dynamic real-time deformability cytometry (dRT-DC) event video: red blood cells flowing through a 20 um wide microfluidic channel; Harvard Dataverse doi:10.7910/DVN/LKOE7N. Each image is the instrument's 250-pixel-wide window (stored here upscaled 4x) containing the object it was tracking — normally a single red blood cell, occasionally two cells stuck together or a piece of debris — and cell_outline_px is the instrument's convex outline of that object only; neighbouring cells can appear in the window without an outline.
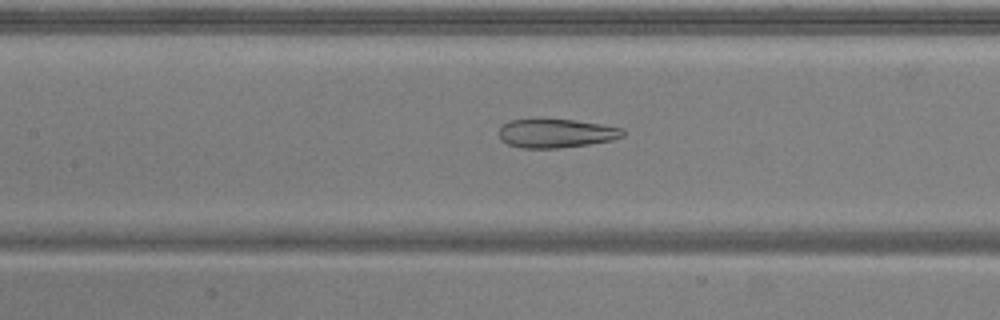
{"species": "common noctule bat (a hibernating species)", "species_latin": "Nyctalus noctula", "temperature_condition": "warm", "stored_images_in_passage": 45, "camera_frame_rate_fps": 3000, "um_per_image_px": 0.085, "animal": {"sex": "male", "body_mass_g": 20.5, "forearm_length_mm": 52.5}, "frame": {"image": 1, "passage_image": 16, "time_ms": 5.0, "image_size_px": [1000, 320], "cell_outline_px": [[624, 136], [612, 140], [588, 144], [556, 148], [520, 148], [508, 144], [500, 140], [500, 128], [508, 120], [540, 116], [572, 120], [600, 124], [624, 128]], "centroid_in_image_um": [47.22, 11.29], "position_along_channel_um": 160.2, "area_um2": 21.44}}
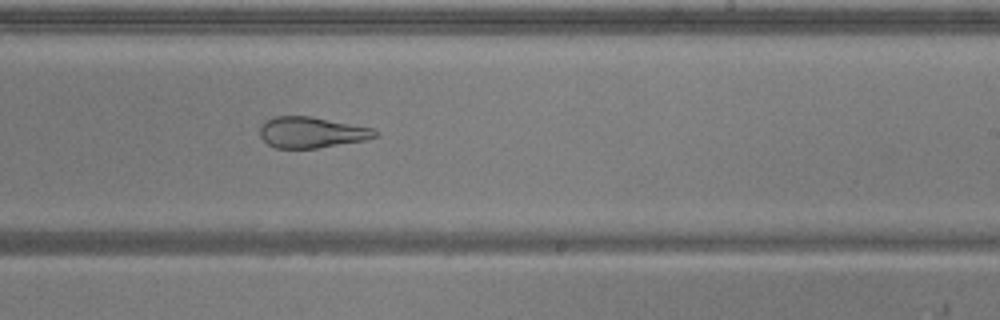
{"frame": {"image": 2, "passage_image": 24, "time_ms": 7.667, "image_size_px": [1000, 320], "cell_outline_px": [[376, 136], [364, 140], [316, 148], [276, 148], [268, 144], [260, 136], [260, 128], [268, 120], [276, 116], [308, 116], [372, 128], [376, 132]], "centroid_in_image_um": [26.45, 11.26], "position_along_channel_um": 262.6, "area_um2": 20.23}}
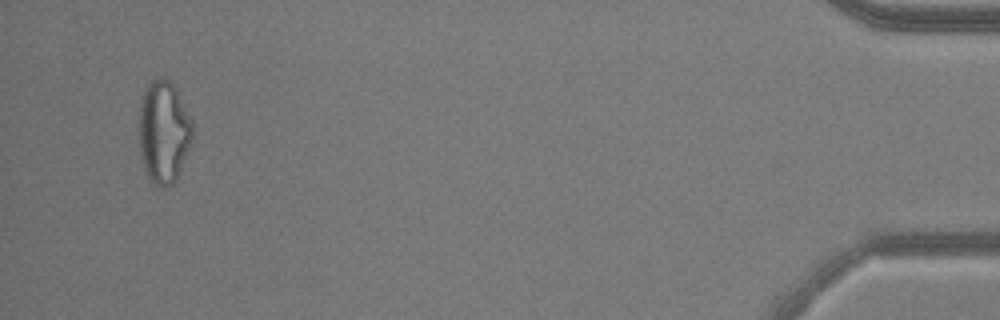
{"frame": {"image": 3, "passage_image": 43, "time_ms": 14.0, "image_size_px": [1000, 320], "cell_outline_px": [[192, 136], [188, 148], [176, 176], [172, 184], [164, 188], [156, 188], [148, 180], [144, 172], [140, 156], [140, 104], [144, 92], [148, 84], [152, 80], [168, 80], [172, 84], [192, 120]], "centroid_in_image_um": [13.87, 11.29], "position_along_channel_um": 421.3, "area_um2": 31.33}, "authors_computed_cell_mechanics": {"area_um2": 27.3972, "velocity_mm_per_s": 3.8513, "shape_relaxation_time_tau1_ms": null, "shape_relaxation_time_tau2_ms": 2.2437, "deformation_change_tau1": null, "deformation_change_tau2": 0.1114}}